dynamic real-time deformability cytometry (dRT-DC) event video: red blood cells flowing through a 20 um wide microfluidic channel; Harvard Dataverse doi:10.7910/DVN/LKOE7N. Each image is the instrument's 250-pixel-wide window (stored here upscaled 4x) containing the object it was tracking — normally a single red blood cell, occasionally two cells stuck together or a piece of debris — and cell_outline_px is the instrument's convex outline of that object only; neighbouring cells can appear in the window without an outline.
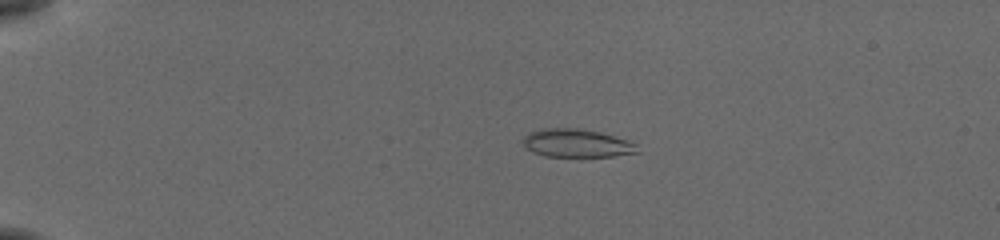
{"species": "common noctule bat (a hibernating species)", "species_latin": "Nyctalus noctula", "temperature_condition": "cold", "stored_images_in_passage": 46, "camera_frame_rate_fps": 3000, "um_per_image_px": 0.085, "animal": {"sex": "female", "body_mass_g": 19.5, "forearm_length_mm": 54.1}, "frame": {"image": 1, "passage_image": 4, "time_ms": 1.0, "image_size_px": [1000, 240], "cell_outline_px": [[640, 152], [612, 156], [544, 156], [532, 152], [520, 140], [528, 132], [540, 128], [580, 128], [600, 132], [636, 144]], "centroid_in_image_um": [48.95, 12.16], "position_along_channel_um": 36.0, "area_um2": 18.73}}
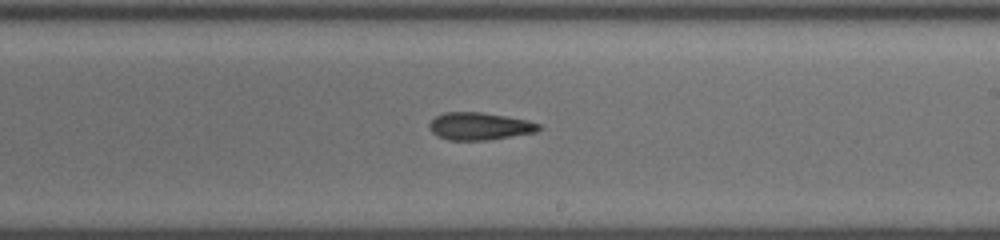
{"frame": {"image": 2, "passage_image": 26, "time_ms": 8.333, "image_size_px": [1000, 240], "cell_outline_px": [[540, 128], [536, 132], [488, 140], [448, 140], [432, 132], [428, 128], [428, 124], [436, 116], [444, 112], [484, 112], [528, 120], [540, 124]], "centroid_in_image_um": [40.75, 10.72], "position_along_channel_um": 248.2, "area_um2": 17.51}}
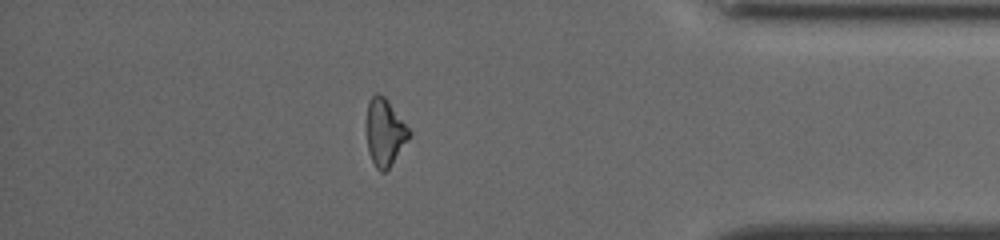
{"frame": {"image": 3, "passage_image": 40, "time_ms": 13.0, "image_size_px": [1000, 240], "cell_outline_px": [[412, 132], [408, 140], [388, 168], [384, 172], [380, 172], [376, 168], [368, 152], [368, 100], [376, 92], [380, 92], [388, 100]], "centroid_in_image_um": [32.73, 11.22], "position_along_channel_um": 402.5, "area_um2": 16.36}, "authors_computed_cell_mechanics": {"area_um2": 17.7446, "velocity_mm_per_s": 3.8434, "shape_relaxation_time_tau1_ms": 3.5495, "shape_relaxation_time_tau2_ms": 6.3811, "deformation_change_tau1": 0.1026, "deformation_change_tau2": 0.1599}}